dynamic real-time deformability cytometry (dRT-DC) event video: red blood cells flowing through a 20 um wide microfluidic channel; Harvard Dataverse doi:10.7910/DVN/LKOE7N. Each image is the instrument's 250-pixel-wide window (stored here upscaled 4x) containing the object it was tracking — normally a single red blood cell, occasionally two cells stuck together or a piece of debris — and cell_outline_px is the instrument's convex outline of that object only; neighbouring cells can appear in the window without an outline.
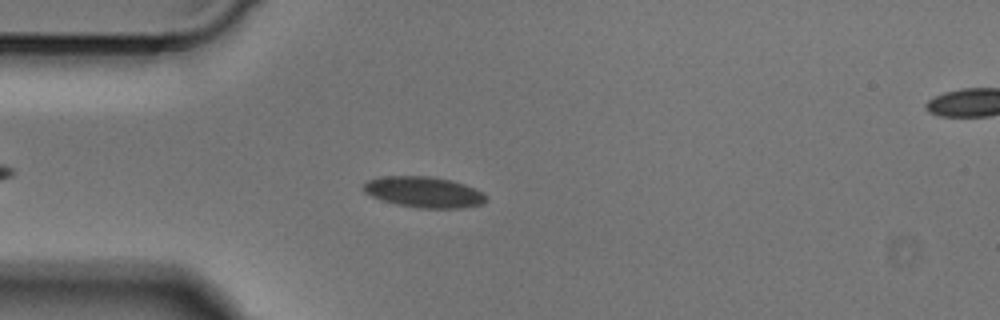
{"species": "Egyptian fruit bat (a non-hibernating species)", "species_latin": "Rousettus aegyptiacus", "temperature_condition": "cold", "stored_images_in_passage": 44, "camera_frame_rate_fps": 3000, "um_per_image_px": 0.085, "animal": {"sex": "male"}, "frame": {"image": 1, "passage_image": 7, "time_ms": 2.0, "image_size_px": [1000, 320], "cell_outline_px": [[488, 200], [484, 204], [460, 208], [420, 208], [396, 204], [372, 196], [364, 192], [364, 184], [368, 180], [380, 176], [432, 176], [452, 180], [476, 188], [484, 192], [488, 196]], "centroid_in_image_um": [36.1, 16.32], "position_along_channel_um": 48.9, "area_um2": 22.25}}
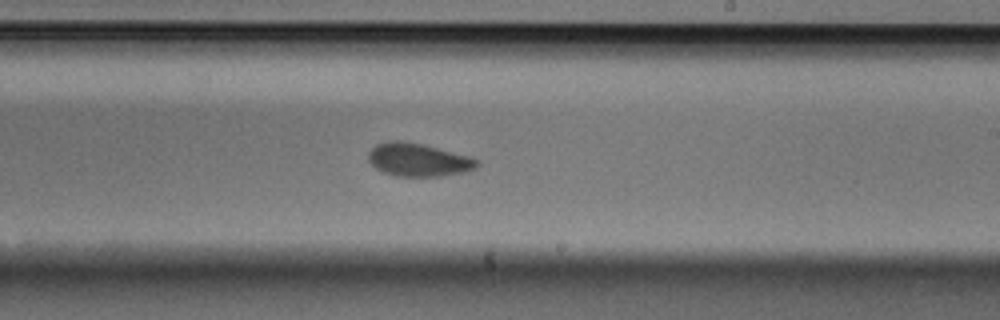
{"frame": {"image": 2, "passage_image": 23, "time_ms": 7.333, "image_size_px": [1000, 320], "cell_outline_px": [[480, 164], [476, 168], [464, 172], [440, 176], [396, 176], [384, 172], [376, 168], [368, 160], [368, 152], [376, 144], [388, 140], [400, 140], [424, 144], [468, 156], [480, 160]], "centroid_in_image_um": [35.55, 13.57], "position_along_channel_um": 253.4, "area_um2": 21.04}}
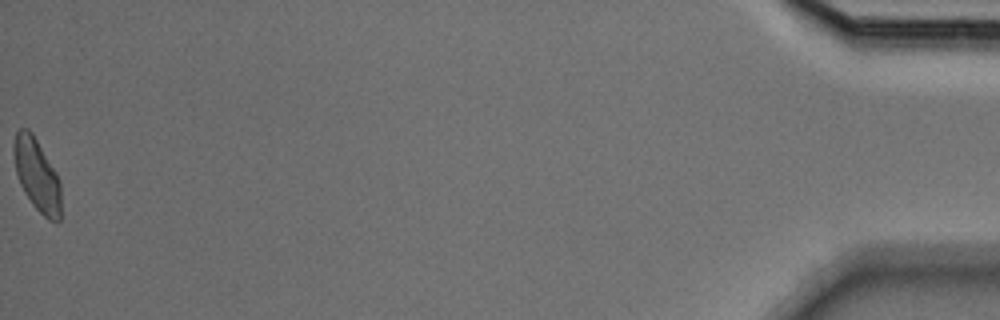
{"frame": {"image": 3, "passage_image": 44, "time_ms": 14.333, "image_size_px": [1000, 320], "cell_outline_px": [[60, 220], [56, 224], [48, 220], [32, 204], [24, 192], [20, 184], [16, 172], [12, 148], [12, 144], [16, 132], [20, 128], [28, 128], [32, 132], [56, 172], [60, 180]], "centroid_in_image_um": [3.13, 14.87], "position_along_channel_um": 432.1, "area_um2": 20.06}}